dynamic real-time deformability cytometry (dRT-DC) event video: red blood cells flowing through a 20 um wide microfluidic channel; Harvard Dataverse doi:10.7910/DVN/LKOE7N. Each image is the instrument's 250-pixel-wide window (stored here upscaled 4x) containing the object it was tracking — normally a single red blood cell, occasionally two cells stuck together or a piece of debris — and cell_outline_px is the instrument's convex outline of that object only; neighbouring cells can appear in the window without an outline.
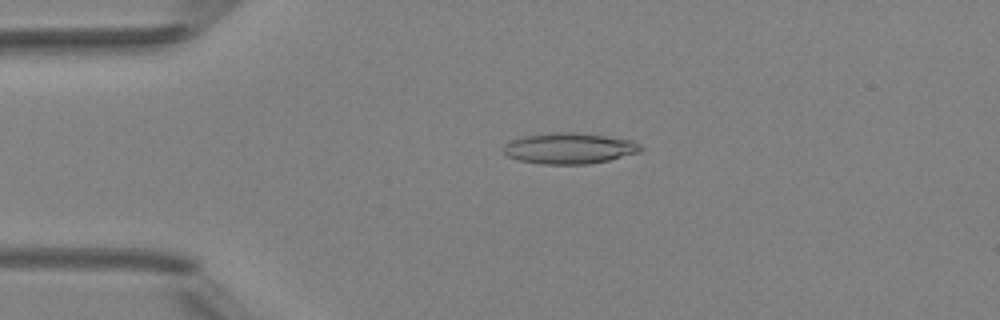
{"species": "Egyptian fruit bat (a non-hibernating species)", "species_latin": "Rousettus aegyptiacus", "temperature_condition": "room temperature", "stored_images_in_passage": 3, "camera_frame_rate_fps": 3000, "um_per_image_px": 0.085, "animal": {"sex": "female"}, "frame": {"image": 1, "passage_image": 2, "time_ms": 1.333, "image_size_px": [1000, 320], "cell_outline_px": [[644, 148], [640, 152], [608, 160], [588, 164], [540, 164], [520, 160], [508, 156], [504, 152], [504, 144], [512, 140], [524, 136], [552, 132], [572, 132], [604, 136], [632, 140], [640, 144]], "centroid_in_image_um": [48.4, 12.61], "position_along_channel_um": 36.6, "area_um2": 24.57}}